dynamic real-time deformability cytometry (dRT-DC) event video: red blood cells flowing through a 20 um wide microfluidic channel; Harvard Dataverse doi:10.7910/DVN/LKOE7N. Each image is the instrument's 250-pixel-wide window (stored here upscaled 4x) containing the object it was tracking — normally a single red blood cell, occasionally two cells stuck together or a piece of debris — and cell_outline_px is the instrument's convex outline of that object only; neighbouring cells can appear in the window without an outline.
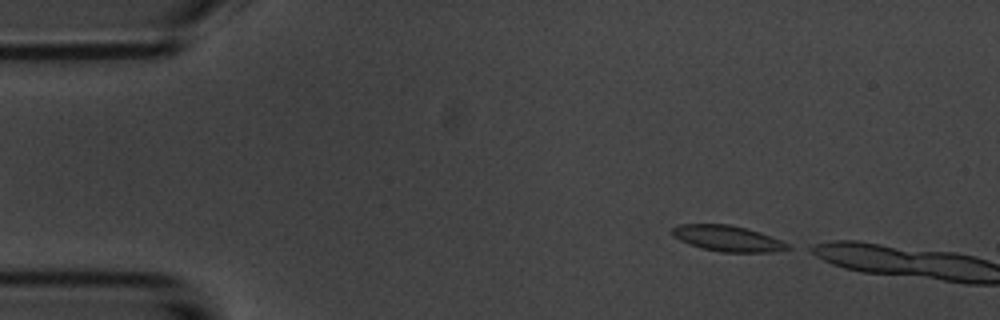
{"species": "common noctule bat (a hibernating species)", "species_latin": "Nyctalus noctula", "temperature_condition": "room temperature", "stored_images_in_passage": 3, "camera_frame_rate_fps": 3000, "um_per_image_px": 0.085, "animal": {"sex": "male", "body_mass_g": 20.1, "forearm_length_mm": 53.5}, "frame": {"image": 1, "passage_image": 1, "time_ms": 0.0, "image_size_px": [1000, 320], "cell_outline_px": [[792, 248], [772, 252], [720, 252], [688, 244], [672, 236], [672, 228], [676, 224], [728, 224], [760, 232], [772, 236], [792, 244]], "centroid_in_image_um": [61.87, 20.27], "position_along_channel_um": 23.1, "area_um2": 17.51}}